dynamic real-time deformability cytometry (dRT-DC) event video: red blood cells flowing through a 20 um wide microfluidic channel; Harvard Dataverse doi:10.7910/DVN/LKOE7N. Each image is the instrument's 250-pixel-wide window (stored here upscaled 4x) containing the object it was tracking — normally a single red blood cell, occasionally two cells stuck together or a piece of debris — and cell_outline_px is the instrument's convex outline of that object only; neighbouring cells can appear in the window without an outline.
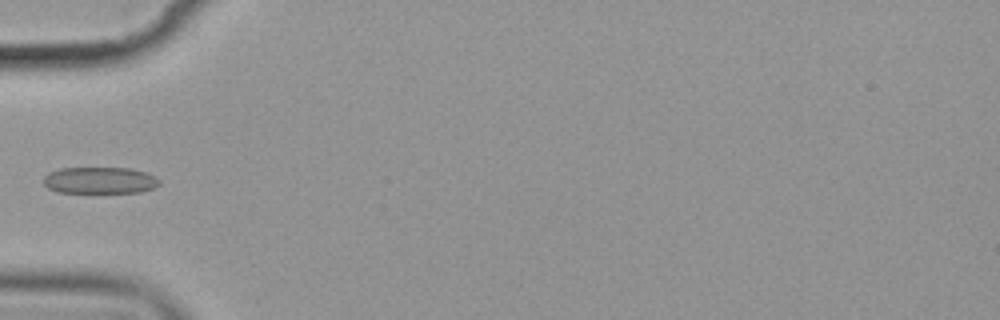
{"species": "common noctule bat (a hibernating species)", "species_latin": "Nyctalus noctula", "temperature_condition": "cold", "stored_images_in_passage": 4, "camera_frame_rate_fps": 3000, "um_per_image_px": 0.085, "animal": {"sex": "female", "body_mass_g": 19.9}, "frame": {"image": 1, "passage_image": 4, "time_ms": 4.333, "image_size_px": [1000, 320], "cell_outline_px": [[160, 184], [152, 188], [140, 192], [56, 192], [48, 188], [44, 184], [44, 176], [48, 172], [60, 168], [132, 168], [148, 172], [156, 176], [160, 180]], "centroid_in_image_um": [8.5, 15.32], "position_along_channel_um": 76.5, "area_um2": 18.09}}